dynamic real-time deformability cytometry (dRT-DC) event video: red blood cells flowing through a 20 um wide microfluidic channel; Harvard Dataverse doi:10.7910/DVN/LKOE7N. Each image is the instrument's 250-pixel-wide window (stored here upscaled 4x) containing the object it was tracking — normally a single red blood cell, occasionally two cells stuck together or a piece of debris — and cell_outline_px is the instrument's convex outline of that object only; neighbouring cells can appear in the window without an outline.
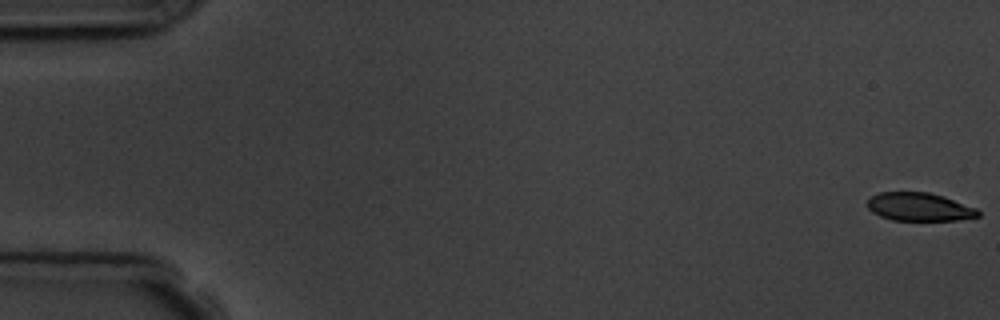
{"species": "common noctule bat (a hibernating species)", "species_latin": "Nyctalus noctula", "temperature_condition": "room temperature", "stored_images_in_passage": 7, "camera_frame_rate_fps": 3000, "um_per_image_px": 0.085, "animal": {"sex": "male", "body_mass_g": 19.5, "forearm_length_mm": 54.6}, "frame": {"image": 1, "passage_image": 1, "time_ms": 0.0, "image_size_px": [1000, 320], "cell_outline_px": [[980, 216], [956, 220], [892, 220], [880, 216], [872, 212], [868, 208], [868, 200], [872, 196], [880, 192], [928, 192], [944, 196], [976, 208], [980, 212]], "centroid_in_image_um": [78.15, 17.58], "position_along_channel_um": 6.9, "area_um2": 18.15}}
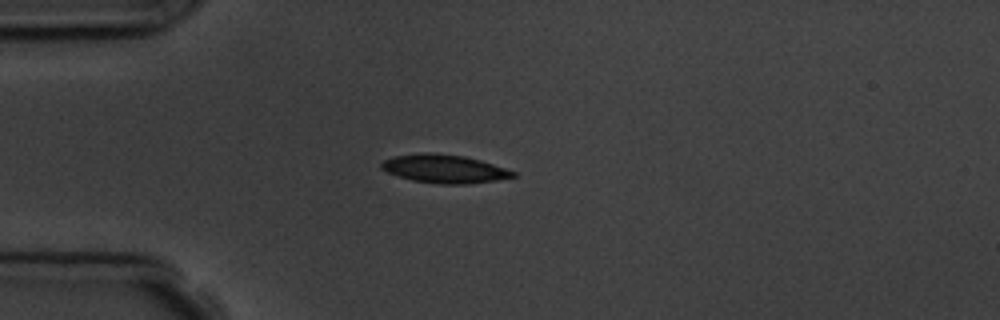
{"frame": {"image": 2, "passage_image": 5, "time_ms": 4.667, "image_size_px": [1000, 320], "cell_outline_px": [[516, 176], [496, 180], [468, 184], [440, 184], [412, 180], [388, 172], [380, 168], [380, 164], [384, 160], [396, 156], [424, 152], [432, 152], [464, 156], [480, 160], [516, 172]], "centroid_in_image_um": [37.77, 14.34], "position_along_channel_um": 47.2, "area_um2": 21.56}}